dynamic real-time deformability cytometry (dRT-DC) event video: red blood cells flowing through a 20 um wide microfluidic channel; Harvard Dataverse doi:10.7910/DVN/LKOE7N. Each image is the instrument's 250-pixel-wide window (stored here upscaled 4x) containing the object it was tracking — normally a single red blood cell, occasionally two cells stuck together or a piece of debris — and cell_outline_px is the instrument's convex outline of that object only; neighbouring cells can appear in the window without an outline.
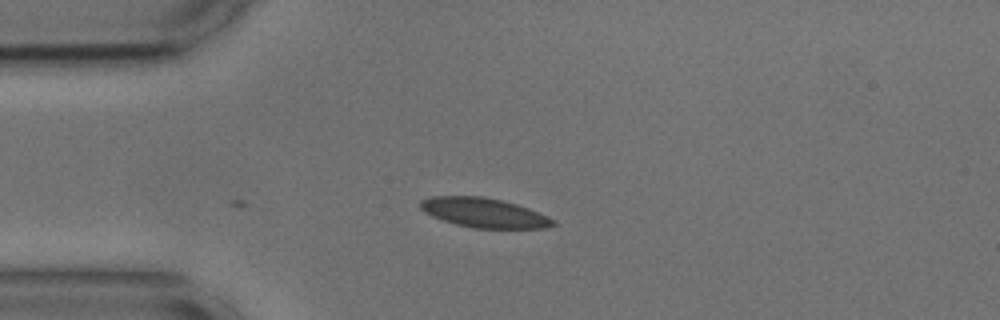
{"species": "common noctule bat (a hibernating species)", "species_latin": "Nyctalus noctula", "temperature_condition": "cold", "stored_images_in_passage": 2, "camera_frame_rate_fps": 3000, "um_per_image_px": 0.085, "animal": {"sex": "male", "body_mass_g": 17.9, "forearm_length_mm": 54.2}, "frame": {"image": 1, "passage_image": 2, "time_ms": 0.333, "image_size_px": [1000, 320], "cell_outline_px": [[556, 224], [548, 228], [472, 228], [456, 224], [432, 216], [424, 212], [420, 208], [420, 200], [432, 196], [480, 196], [500, 200], [516, 204], [528, 208], [548, 216], [556, 220]], "centroid_in_image_um": [41.15, 18.09], "position_along_channel_um": 43.8, "area_um2": 22.77}}